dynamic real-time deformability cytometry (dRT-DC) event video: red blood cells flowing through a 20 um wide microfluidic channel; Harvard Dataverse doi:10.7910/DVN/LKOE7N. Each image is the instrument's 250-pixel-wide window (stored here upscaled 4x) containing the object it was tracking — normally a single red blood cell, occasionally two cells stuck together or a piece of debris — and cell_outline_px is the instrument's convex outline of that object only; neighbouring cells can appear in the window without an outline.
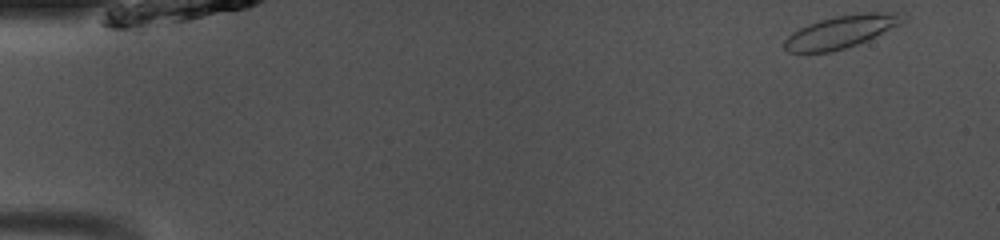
{"species": "common noctule bat (a hibernating species)", "species_latin": "Nyctalus noctula", "temperature_condition": "room temperature", "stored_images_in_passage": 45, "camera_frame_rate_fps": 3000, "um_per_image_px": 0.085, "animal": {"sex": "male", "body_mass_g": 13.0, "forearm_length_mm": 53.1}, "frame": {"image": 1, "passage_image": 1, "time_ms": 0.0, "image_size_px": [1000, 240], "cell_outline_px": [[908, 20], [904, 24], [868, 40], [832, 52], [788, 52], [784, 48], [784, 40], [792, 32], [808, 24], [820, 20], [836, 16], [864, 12], [904, 12], [908, 16]], "centroid_in_image_um": [71.61, 2.67], "position_along_channel_um": 13.4, "area_um2": 22.89}}
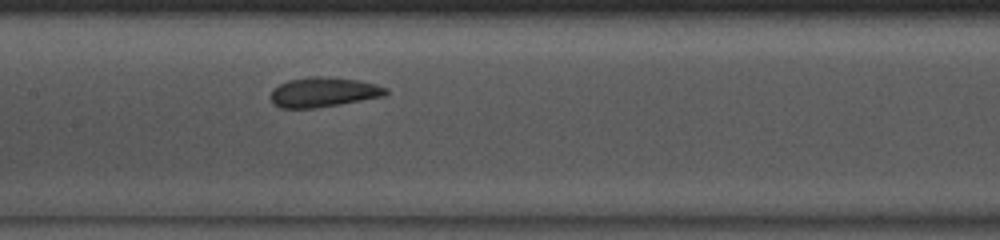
{"frame": {"image": 2, "passage_image": 22, "time_ms": 7.0, "image_size_px": [1000, 240], "cell_outline_px": [[388, 92], [384, 96], [340, 104], [312, 108], [280, 108], [272, 104], [272, 88], [288, 80], [312, 76], [316, 76], [356, 80], [376, 84], [388, 88]], "centroid_in_image_um": [27.48, 7.84], "position_along_channel_um": 179.9, "area_um2": 19.77}}
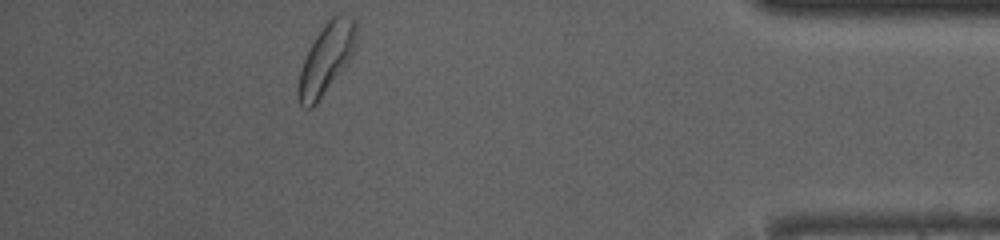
{"frame": {"image": 3, "passage_image": 42, "time_ms": 13.667, "image_size_px": [1000, 240], "cell_outline_px": [[356, 48], [348, 64], [320, 100], [312, 108], [304, 108], [300, 104], [296, 96], [296, 92], [300, 72], [308, 48], [324, 24], [332, 16], [340, 12], [356, 20]], "centroid_in_image_um": [27.74, 5.0], "position_along_channel_um": 407.5, "area_um2": 24.22}, "authors_computed_cell_mechanics": {"area_um2": 20.6346, "velocity_mm_per_s": 4.0624, "shape_relaxation_time_tau1_ms": 3.7274, "shape_relaxation_time_tau2_ms": 1.6083, "deformation_change_tau1": 0.0877, "deformation_change_tau2": 0.0518}}